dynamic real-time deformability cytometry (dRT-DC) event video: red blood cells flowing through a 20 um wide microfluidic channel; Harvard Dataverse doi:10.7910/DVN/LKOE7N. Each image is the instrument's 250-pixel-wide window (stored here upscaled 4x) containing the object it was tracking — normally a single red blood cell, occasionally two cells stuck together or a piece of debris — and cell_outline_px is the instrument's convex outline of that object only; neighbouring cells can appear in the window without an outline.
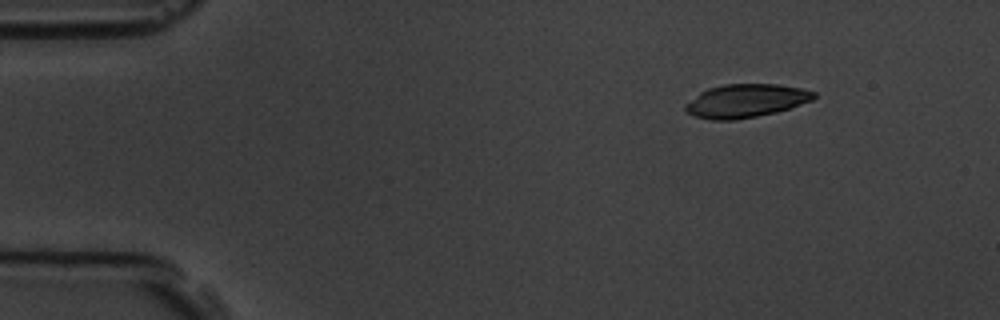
{"species": "common noctule bat (a hibernating species)", "species_latin": "Nyctalus noctula", "temperature_condition": "room temperature", "stored_images_in_passage": 7, "camera_frame_rate_fps": 3000, "um_per_image_px": 0.085, "animal": {"sex": "male", "body_mass_g": 19.5, "forearm_length_mm": 54.6}, "frame": {"image": 1, "passage_image": 1, "time_ms": 0.0, "image_size_px": [1000, 320], "cell_outline_px": [[816, 96], [812, 100], [776, 112], [736, 120], [712, 120], [696, 116], [688, 112], [684, 108], [684, 104], [700, 92], [708, 88], [724, 84], [776, 84], [800, 88], [816, 92]], "centroid_in_image_um": [63.37, 8.56], "position_along_channel_um": 21.6, "area_um2": 24.8}}
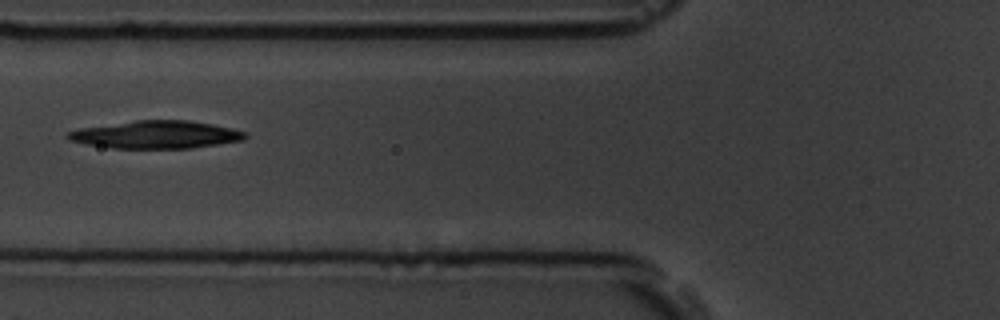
{"frame": {"image": 2, "passage_image": 5, "time_ms": 4.667, "image_size_px": [1000, 320], "cell_outline_px": [[248, 136], [244, 140], [192, 148], [112, 148], [88, 144], [68, 140], [64, 136], [68, 132], [80, 128], [136, 120], [188, 120], [212, 124], [232, 128], [244, 132]], "centroid_in_image_um": [13.26, 11.44], "position_along_channel_um": 112.5, "area_um2": 28.55}}
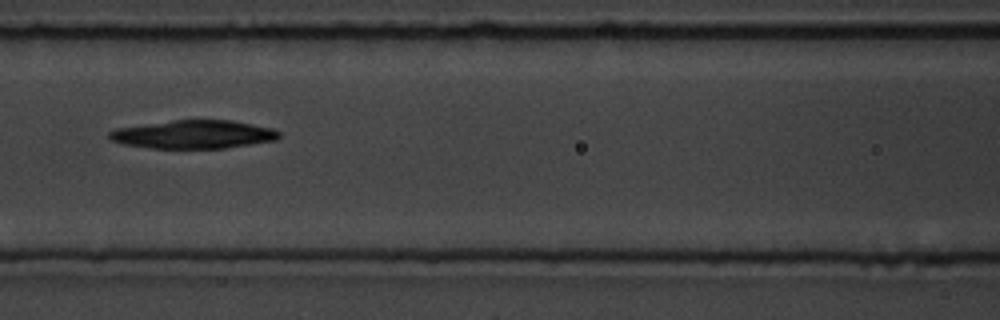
{"frame": {"image": 3, "passage_image": 6, "time_ms": 5.667, "image_size_px": [1000, 320], "cell_outline_px": [[280, 136], [276, 140], [224, 148], [152, 148], [124, 144], [112, 140], [108, 136], [108, 132], [116, 128], [172, 120], [232, 120], [272, 128], [280, 132]], "centroid_in_image_um": [16.45, 11.42], "position_along_channel_um": 150.1, "area_um2": 27.86}}